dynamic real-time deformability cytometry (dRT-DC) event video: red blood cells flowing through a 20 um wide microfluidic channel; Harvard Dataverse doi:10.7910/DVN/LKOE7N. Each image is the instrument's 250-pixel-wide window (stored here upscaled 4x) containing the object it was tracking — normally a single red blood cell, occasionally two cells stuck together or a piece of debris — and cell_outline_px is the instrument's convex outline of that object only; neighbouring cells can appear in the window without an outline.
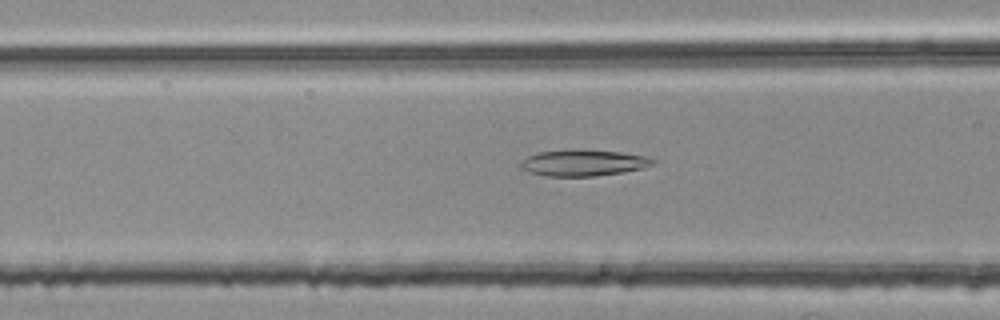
{"species": "common noctule bat (a hibernating species)", "species_latin": "Nyctalus noctula", "temperature_condition": "room temperature", "stored_images_in_passage": 43, "camera_frame_rate_fps": 3000, "um_per_image_px": 0.085, "animal": {"sex": "female", "body_mass_g": 25.1}, "frame": {"image": 1, "passage_image": 10, "time_ms": 3.0, "image_size_px": [1000, 320], "cell_outline_px": [[656, 164], [644, 168], [624, 172], [596, 176], [544, 176], [528, 172], [520, 168], [516, 164], [520, 160], [528, 156], [540, 152], [572, 148], [576, 148], [620, 152], [648, 156], [656, 160]], "centroid_in_image_um": [49.57, 13.83], "position_along_channel_um": 117.0, "area_um2": 20.92}}
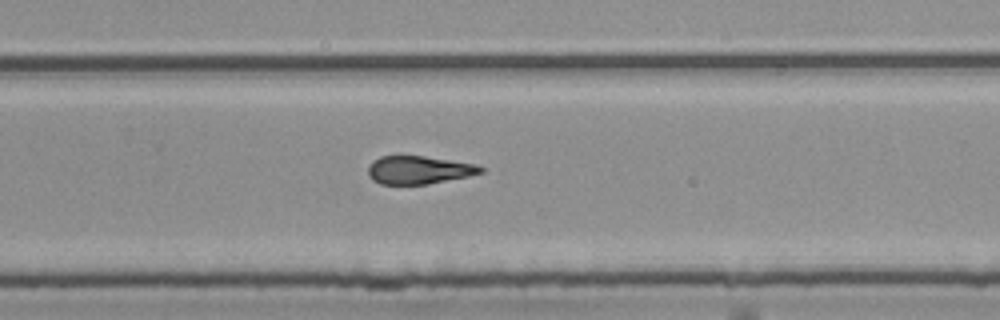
{"frame": {"image": 2, "passage_image": 24, "time_ms": 7.667, "image_size_px": [1000, 320], "cell_outline_px": [[484, 172], [468, 176], [428, 184], [380, 184], [372, 180], [368, 176], [368, 168], [372, 160], [380, 156], [396, 152], [400, 152], [476, 164], [484, 168]], "centroid_in_image_um": [35.53, 14.4], "position_along_channel_um": 294.3, "area_um2": 19.19}}
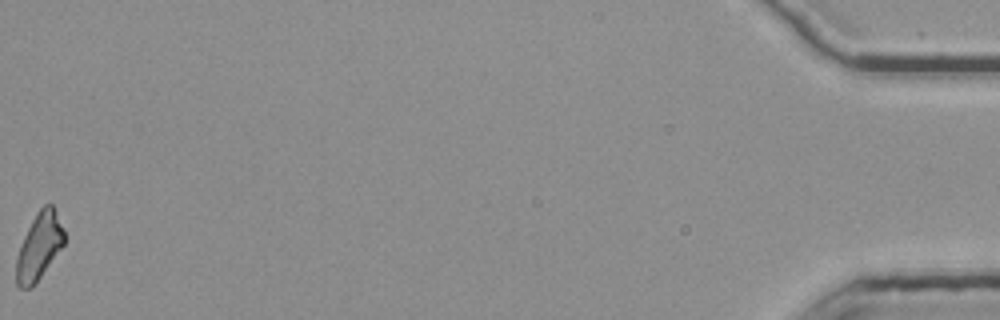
{"frame": {"image": 3, "passage_image": 43, "time_ms": 14.0, "image_size_px": [1000, 320], "cell_outline_px": [[68, 236], [64, 244], [36, 284], [32, 288], [20, 288], [16, 284], [16, 256], [20, 244], [36, 212], [44, 204], [52, 204]], "centroid_in_image_um": [3.34, 20.95], "position_along_channel_um": 431.9, "area_um2": 19.02}, "authors_computed_cell_mechanics": {"area_um2": 19.3052, "velocity_mm_per_s": 3.7977, "shape_relaxation_time_tau1_ms": null, "shape_relaxation_time_tau2_ms": 3.6541, "deformation_change_tau1": null, "deformation_change_tau2": 0.131}}